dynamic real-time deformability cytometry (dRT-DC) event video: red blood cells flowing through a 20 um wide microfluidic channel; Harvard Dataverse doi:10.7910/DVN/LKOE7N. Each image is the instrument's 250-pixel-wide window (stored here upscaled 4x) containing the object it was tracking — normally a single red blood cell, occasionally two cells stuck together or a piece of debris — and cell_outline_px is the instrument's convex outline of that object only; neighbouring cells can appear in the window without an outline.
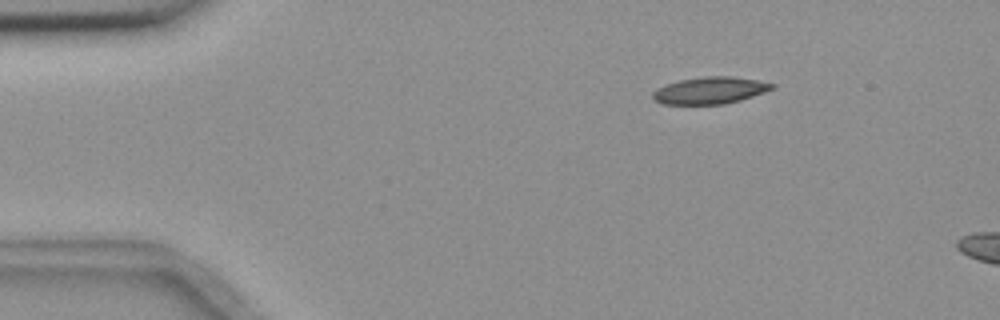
{"species": "common noctule bat (a hibernating species)", "species_latin": "Nyctalus noctula", "temperature_condition": "room temperature", "stored_images_in_passage": 6, "camera_frame_rate_fps": 3000, "um_per_image_px": 0.085, "animal": {"sex": "female", "body_mass_g": 18.4}, "frame": {"image": 1, "passage_image": 1, "time_ms": 0.0, "image_size_px": [1000, 320], "cell_outline_px": [[776, 88], [740, 100], [724, 104], [664, 104], [656, 100], [652, 96], [652, 92], [656, 88], [664, 84], [680, 80], [704, 76], [732, 76], [756, 80], [776, 84]], "centroid_in_image_um": [60.35, 7.68], "position_along_channel_um": 24.7, "area_um2": 18.73}}